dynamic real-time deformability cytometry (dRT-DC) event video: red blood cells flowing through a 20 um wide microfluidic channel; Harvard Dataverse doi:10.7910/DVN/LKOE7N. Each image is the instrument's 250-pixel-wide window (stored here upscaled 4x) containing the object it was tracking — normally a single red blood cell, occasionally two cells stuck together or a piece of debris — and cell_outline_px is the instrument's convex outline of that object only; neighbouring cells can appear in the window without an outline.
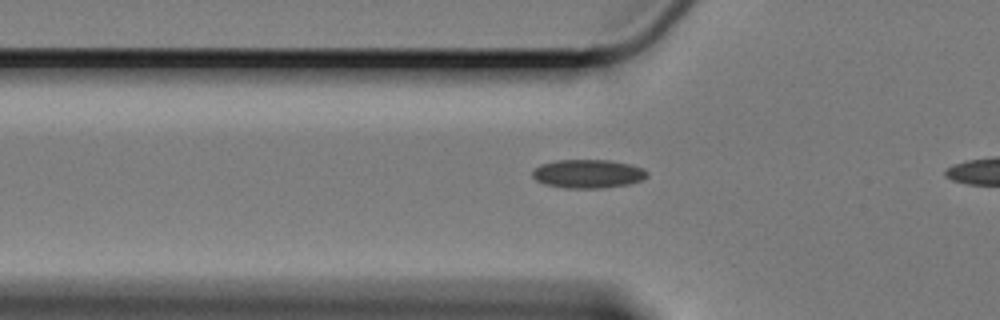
{"species": "Egyptian fruit bat (a non-hibernating species)", "species_latin": "Rousettus aegyptiacus", "temperature_condition": "cold", "stored_images_in_passage": 6, "camera_frame_rate_fps": 3000, "um_per_image_px": 0.085, "animal": {"sex": "female"}, "frame": {"image": 1, "passage_image": 3, "time_ms": 0.667, "image_size_px": [1000, 320], "cell_outline_px": [[648, 176], [640, 180], [628, 184], [600, 188], [564, 188], [544, 184], [536, 180], [532, 176], [532, 168], [540, 164], [556, 160], [608, 160], [632, 164], [644, 168], [648, 172]], "centroid_in_image_um": [49.95, 14.76], "position_along_channel_um": 75.8, "area_um2": 19.31}}